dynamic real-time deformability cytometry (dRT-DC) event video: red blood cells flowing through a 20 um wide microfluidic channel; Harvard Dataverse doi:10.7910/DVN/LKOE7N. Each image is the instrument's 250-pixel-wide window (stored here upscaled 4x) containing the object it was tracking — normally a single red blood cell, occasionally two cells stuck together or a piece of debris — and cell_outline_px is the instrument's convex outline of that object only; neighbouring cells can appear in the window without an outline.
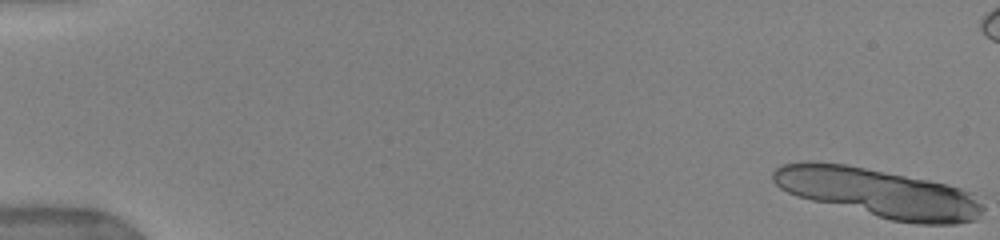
{"species": "human", "species_latin": "Homo sapiens", "temperature_condition": "warm", "stored_images_in_passage": 15, "camera_frame_rate_fps": 3000, "um_per_image_px": 0.085, "donor": {"sex": "female"}, "frame": {"image": 1, "passage_image": 1, "time_ms": 0.0, "image_size_px": [1000, 240], "cell_outline_px": [[984, 208], [976, 220], [956, 224], [916, 224], [892, 220], [796, 196], [780, 188], [772, 180], [772, 172], [780, 164], [808, 160], [844, 164], [928, 180], [948, 184], [972, 192]], "centroid_in_image_um": [74.67, 16.39], "position_along_channel_um": 10.3, "area_um2": 59.53}}